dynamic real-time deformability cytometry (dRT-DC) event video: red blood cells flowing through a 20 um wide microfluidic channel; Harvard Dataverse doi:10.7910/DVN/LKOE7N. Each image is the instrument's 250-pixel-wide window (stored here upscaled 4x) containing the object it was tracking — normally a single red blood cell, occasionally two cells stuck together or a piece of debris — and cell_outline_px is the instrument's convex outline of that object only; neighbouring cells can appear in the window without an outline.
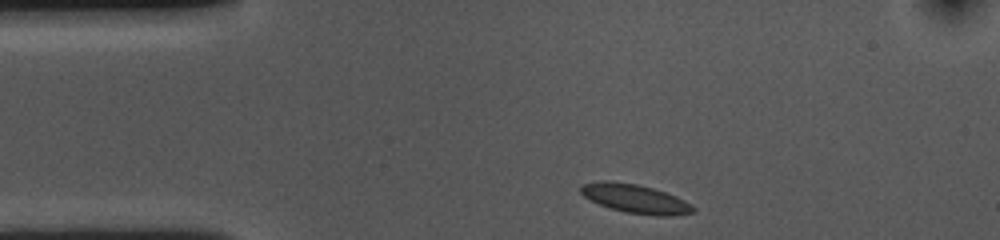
{"species": "common noctule bat (a hibernating species)", "species_latin": "Nyctalus noctula", "temperature_condition": "cold", "stored_images_in_passage": 35, "camera_frame_rate_fps": 3000, "um_per_image_px": 0.085, "animal": {"sex": "female", "body_mass_g": 10.0, "forearm_length_mm": 53.1}, "frame": {"image": 1, "passage_image": 1, "time_ms": 0.0, "image_size_px": [1000, 240], "cell_outline_px": [[696, 212], [672, 216], [656, 216], [624, 212], [600, 204], [584, 196], [580, 192], [580, 184], [600, 180], [608, 180], [636, 184], [652, 188], [676, 196], [692, 204], [696, 208]], "centroid_in_image_um": [54.02, 16.89], "position_along_channel_um": 31.0, "area_um2": 18.96}}
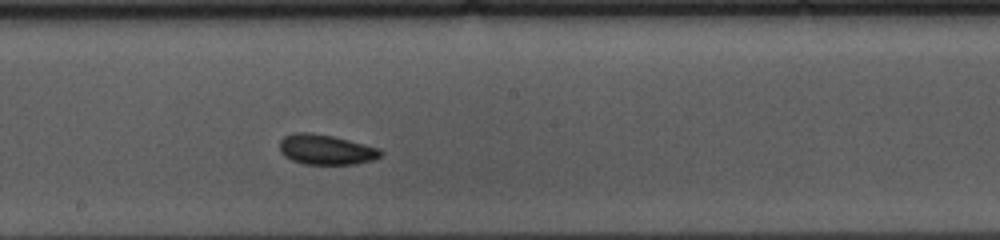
{"frame": {"image": 2, "passage_image": 20, "time_ms": 6.333, "image_size_px": [1000, 240], "cell_outline_px": [[384, 152], [380, 156], [372, 160], [356, 164], [304, 164], [292, 160], [284, 156], [280, 152], [280, 140], [284, 136], [296, 132], [308, 132], [332, 136], [380, 148]], "centroid_in_image_um": [27.7, 12.72], "position_along_channel_um": 220.5, "area_um2": 17.69}}
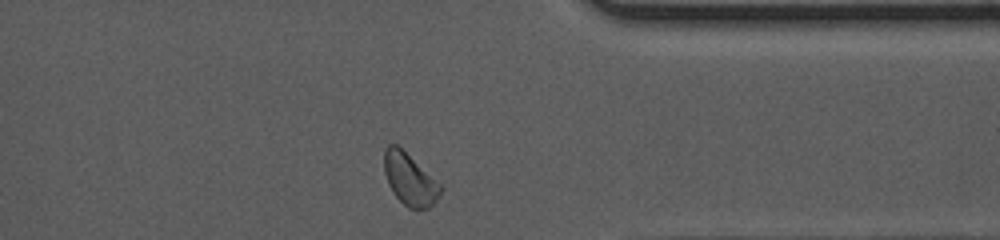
{"frame": {"image": 3, "passage_image": 34, "time_ms": 11.0, "image_size_px": [1000, 240], "cell_outline_px": [[444, 188], [436, 200], [428, 208], [416, 212], [408, 208], [392, 192], [388, 184], [384, 172], [384, 148], [388, 144], [396, 144], [444, 184]], "centroid_in_image_um": [34.87, 15.26], "position_along_channel_um": 376.5, "area_um2": 17.63}, "authors_computed_cell_mechanics": {"area_um2": 17.6868, "velocity_mm_per_s": 3.5536, "shape_relaxation_time_tau1_ms": 1.6422, "shape_relaxation_time_tau2_ms": 1.7137, "deformation_change_tau1": 0.0707, "deformation_change_tau2": 0.046}}